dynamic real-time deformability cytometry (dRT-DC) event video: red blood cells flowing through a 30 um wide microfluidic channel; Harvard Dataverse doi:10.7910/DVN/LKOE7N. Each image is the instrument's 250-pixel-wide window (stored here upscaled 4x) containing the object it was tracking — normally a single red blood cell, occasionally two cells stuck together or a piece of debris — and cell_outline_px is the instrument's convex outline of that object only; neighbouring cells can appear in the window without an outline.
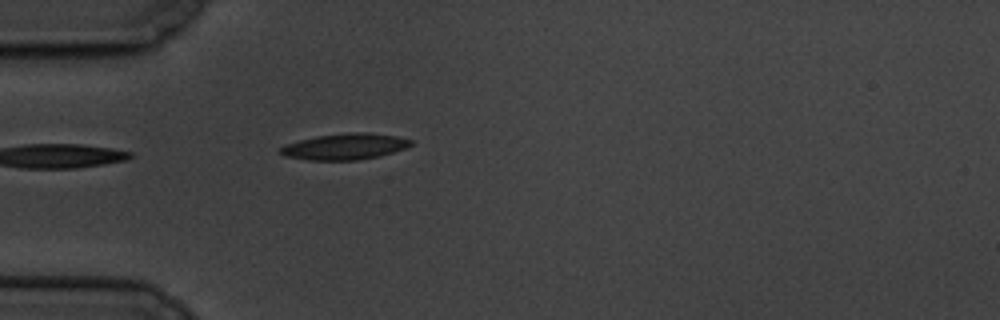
{"species": "common noctule bat (a hibernating species)", "species_latin": "Nyctalus noctula", "temperature_condition": "cold", "stored_images_in_passage": 1, "camera_frame_rate_fps": 3000, "um_per_image_px": 0.085, "animal": {"sex": "male", "body_mass_g": 19.5, "forearm_length_mm": 54.6}, "frame": {"image": 1, "passage_image": 1, "time_ms": 0.0, "image_size_px": [1000, 320], "cell_outline_px": [[412, 144], [404, 148], [380, 156], [356, 160], [308, 160], [284, 156], [280, 152], [280, 148], [288, 144], [300, 140], [316, 136], [348, 132], [368, 132], [396, 136], [412, 140]], "centroid_in_image_um": [29.32, 12.45], "position_along_channel_um": 55.7, "area_um2": 19.71}}